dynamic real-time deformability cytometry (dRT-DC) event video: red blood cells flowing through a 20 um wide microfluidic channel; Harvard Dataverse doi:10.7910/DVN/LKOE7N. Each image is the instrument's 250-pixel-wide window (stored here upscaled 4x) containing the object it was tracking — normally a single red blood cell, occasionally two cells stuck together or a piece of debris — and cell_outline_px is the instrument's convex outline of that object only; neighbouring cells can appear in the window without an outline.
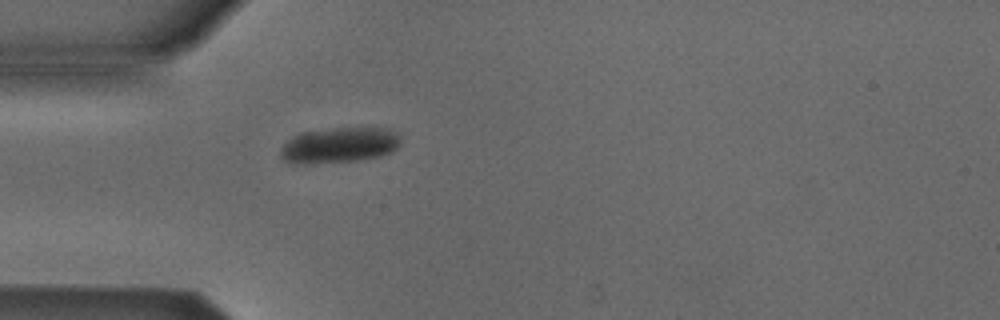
{"species": "Egyptian fruit bat (a non-hibernating species)", "species_latin": "Rousettus aegyptiacus", "temperature_condition": "cold", "stored_images_in_passage": 1, "camera_frame_rate_fps": 3000, "um_per_image_px": 0.085, "animal": {"sex": "male"}, "frame": {"image": 1, "passage_image": 1, "time_ms": 0.0, "image_size_px": [1000, 320], "cell_outline_px": [[400, 144], [396, 148], [380, 156], [356, 160], [288, 160], [280, 156], [280, 148], [288, 140], [304, 132], [328, 128], [392, 128], [400, 132]], "centroid_in_image_um": [28.98, 12.25], "position_along_channel_um": 56.0, "area_um2": 23.64}}